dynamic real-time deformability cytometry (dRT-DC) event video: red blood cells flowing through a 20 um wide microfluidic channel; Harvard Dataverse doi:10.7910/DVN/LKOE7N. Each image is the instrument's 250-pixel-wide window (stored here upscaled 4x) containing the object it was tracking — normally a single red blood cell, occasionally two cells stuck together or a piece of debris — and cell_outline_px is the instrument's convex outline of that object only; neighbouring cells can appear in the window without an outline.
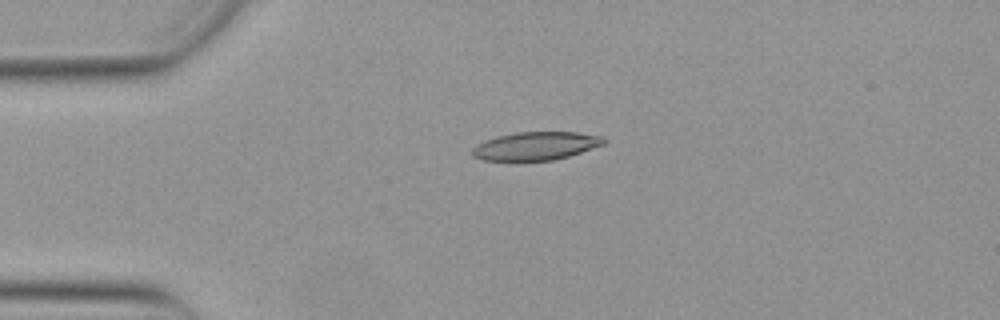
{"species": "Egyptian fruit bat (a non-hibernating species)", "species_latin": "Rousettus aegyptiacus", "temperature_condition": "warm", "stored_images_in_passage": 50, "camera_frame_rate_fps": 3000, "um_per_image_px": 0.085, "animal": {"sex": "female"}, "frame": {"image": 1, "passage_image": 10, "time_ms": 3.0, "image_size_px": [1000, 320], "cell_outline_px": [[608, 140], [604, 144], [568, 156], [552, 160], [484, 160], [472, 156], [472, 148], [476, 144], [496, 136], [516, 132], [576, 132], [604, 136]], "centroid_in_image_um": [45.55, 12.39], "position_along_channel_um": 39.5, "area_um2": 21.56}}
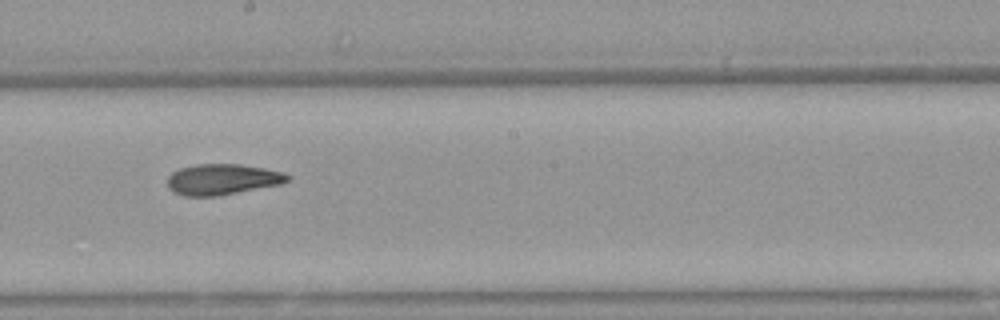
{"frame": {"image": 2, "passage_image": 27, "time_ms": 8.667, "image_size_px": [1000, 320], "cell_outline_px": [[292, 176], [288, 180], [280, 184], [216, 196], [184, 196], [168, 188], [168, 176], [172, 172], [180, 168], [196, 164], [240, 164], [264, 168], [284, 172]], "centroid_in_image_um": [18.9, 15.23], "position_along_channel_um": 229.3, "area_um2": 21.44}}
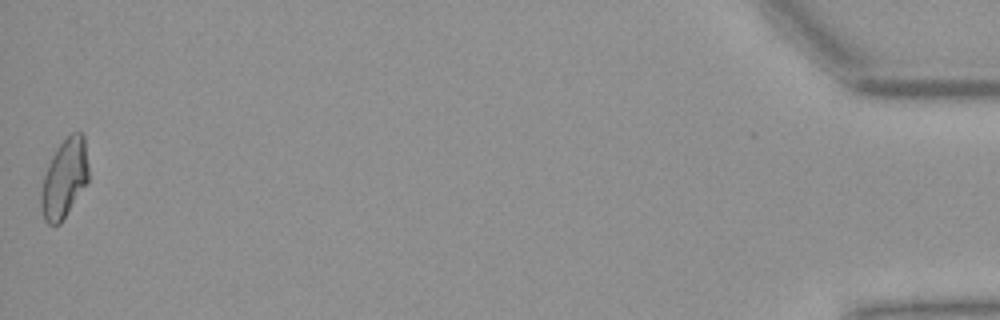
{"frame": {"image": 3, "passage_image": 50, "time_ms": 16.333, "image_size_px": [1000, 320], "cell_outline_px": [[88, 180], [60, 224], [48, 224], [44, 220], [40, 204], [40, 192], [44, 176], [48, 164], [56, 148], [72, 132], [80, 132], [84, 136], [88, 164]], "centroid_in_image_um": [5.45, 15.16], "position_along_channel_um": 429.7, "area_um2": 21.56}, "authors_computed_cell_mechanics": {"area_um2": 21.675, "velocity_mm_per_s": 3.8855, "shape_relaxation_time_tau1_ms": null, "shape_relaxation_time_tau2_ms": 3.9905, "deformation_change_tau1": null, "deformation_change_tau2": 0.1157}}